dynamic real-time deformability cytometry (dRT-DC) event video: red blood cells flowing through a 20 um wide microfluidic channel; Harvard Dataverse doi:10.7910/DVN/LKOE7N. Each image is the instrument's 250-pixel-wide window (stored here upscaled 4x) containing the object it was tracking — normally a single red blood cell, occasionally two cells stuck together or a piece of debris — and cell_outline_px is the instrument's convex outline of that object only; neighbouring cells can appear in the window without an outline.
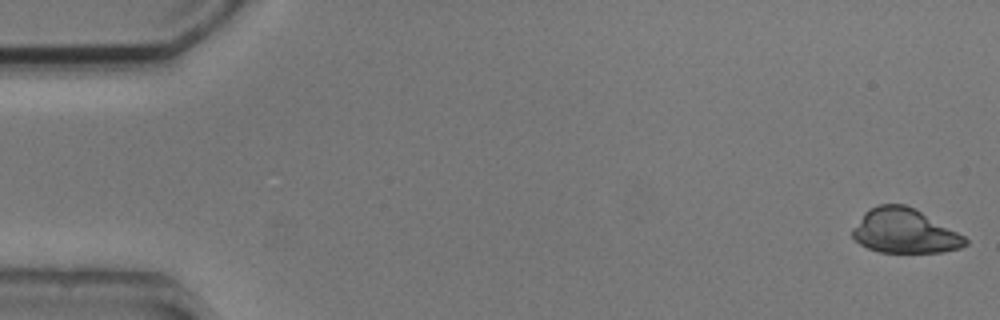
{"species": "common noctule bat (a hibernating species)", "species_latin": "Nyctalus noctula", "temperature_condition": "cold", "stored_images_in_passage": 6, "camera_frame_rate_fps": 3000, "um_per_image_px": 0.085, "animal": {"sex": "male", "body_mass_g": 20.5, "forearm_length_mm": 52.5}, "frame": {"image": 1, "passage_image": 1, "time_ms": 0.0, "image_size_px": [1000, 320], "cell_outline_px": [[968, 244], [960, 248], [940, 252], [880, 252], [868, 248], [860, 244], [852, 236], [852, 228], [864, 212], [868, 208], [880, 204], [904, 204], [920, 212], [964, 236], [968, 240]], "centroid_in_image_um": [76.84, 19.64], "position_along_channel_um": 8.2, "area_um2": 28.84}}